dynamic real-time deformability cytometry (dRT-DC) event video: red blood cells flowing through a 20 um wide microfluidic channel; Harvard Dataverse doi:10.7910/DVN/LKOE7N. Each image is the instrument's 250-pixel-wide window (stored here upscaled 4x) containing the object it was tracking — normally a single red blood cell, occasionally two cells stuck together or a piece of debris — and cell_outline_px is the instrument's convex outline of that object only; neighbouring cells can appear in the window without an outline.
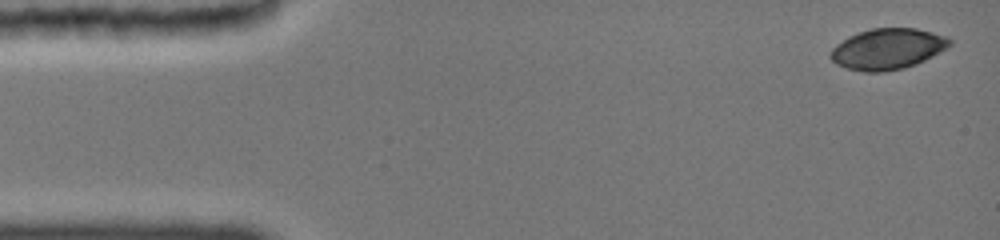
{"species": "common noctule bat (a hibernating species)", "species_latin": "Nyctalus noctula", "temperature_condition": "cold", "stored_images_in_passage": 27, "camera_frame_rate_fps": 3000, "um_per_image_px": 0.085, "animal": {"sex": "female", "body_mass_g": 19.0, "forearm_length_mm": 51.5}, "frame": {"image": 1, "passage_image": 1, "time_ms": 0.0, "image_size_px": [1000, 240], "cell_outline_px": [[952, 44], [948, 48], [916, 64], [904, 68], [884, 72], [864, 72], [848, 68], [836, 64], [828, 56], [832, 48], [836, 44], [848, 36], [872, 28], [916, 28], [948, 36], [952, 40]], "centroid_in_image_um": [75.46, 4.16], "position_along_channel_um": 9.5, "area_um2": 28.55}}
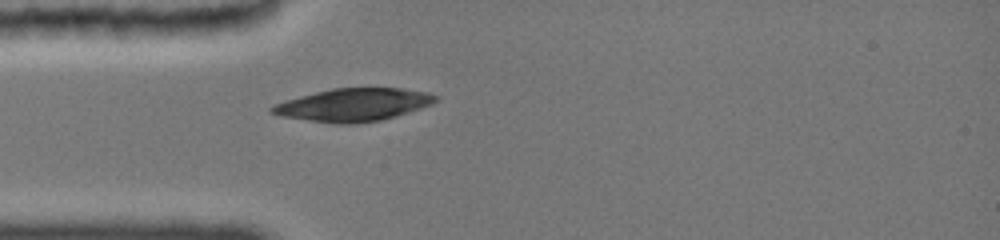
{"frame": {"image": 2, "passage_image": 12, "time_ms": 4.0, "image_size_px": [1000, 240], "cell_outline_px": [[440, 100], [432, 104], [380, 120], [348, 124], [340, 124], [284, 116], [268, 112], [268, 108], [272, 104], [284, 100], [332, 88], [400, 88], [428, 92], [440, 96]], "centroid_in_image_um": [30.04, 8.89], "position_along_channel_um": 55.0, "area_um2": 30.98}}